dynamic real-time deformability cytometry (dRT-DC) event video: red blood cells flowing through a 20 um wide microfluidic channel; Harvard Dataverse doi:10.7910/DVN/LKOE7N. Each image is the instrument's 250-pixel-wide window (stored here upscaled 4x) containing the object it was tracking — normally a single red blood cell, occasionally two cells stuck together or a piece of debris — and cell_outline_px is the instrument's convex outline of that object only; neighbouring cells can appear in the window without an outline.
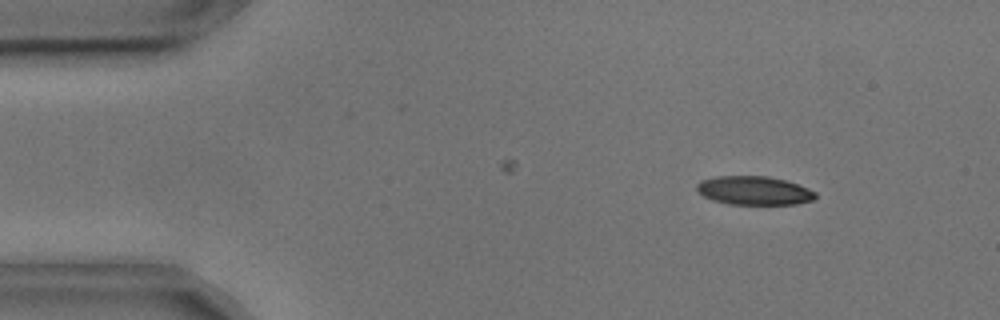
{"species": "common noctule bat (a hibernating species)", "species_latin": "Nyctalus noctula", "temperature_condition": "cold", "stored_images_in_passage": 42, "camera_frame_rate_fps": 3000, "um_per_image_px": 0.085, "animal": {"sex": "male", "body_mass_g": 17.9, "forearm_length_mm": 54.2}, "frame": {"image": 1, "passage_image": 4, "time_ms": 1.0, "image_size_px": [1000, 320], "cell_outline_px": [[816, 196], [812, 200], [796, 204], [728, 204], [712, 200], [704, 196], [696, 188], [696, 184], [700, 180], [716, 176], [768, 176], [784, 180], [808, 188], [816, 192]], "centroid_in_image_um": [64.07, 16.19], "position_along_channel_um": 20.9, "area_um2": 19.77}}
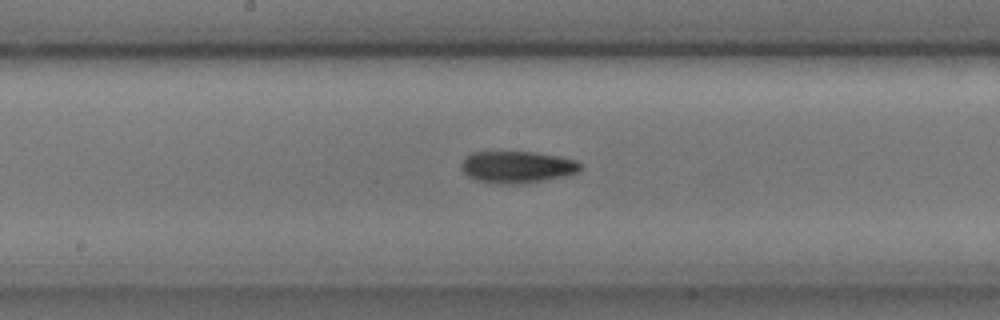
{"frame": {"image": 2, "passage_image": 25, "time_ms": 8.0, "image_size_px": [1000, 320], "cell_outline_px": [[584, 168], [576, 172], [564, 176], [540, 180], [512, 184], [500, 184], [476, 180], [468, 176], [460, 168], [460, 164], [464, 156], [472, 152], [536, 152], [560, 156], [576, 160]], "centroid_in_image_um": [43.92, 14.18], "position_along_channel_um": 204.3, "area_um2": 22.08}}
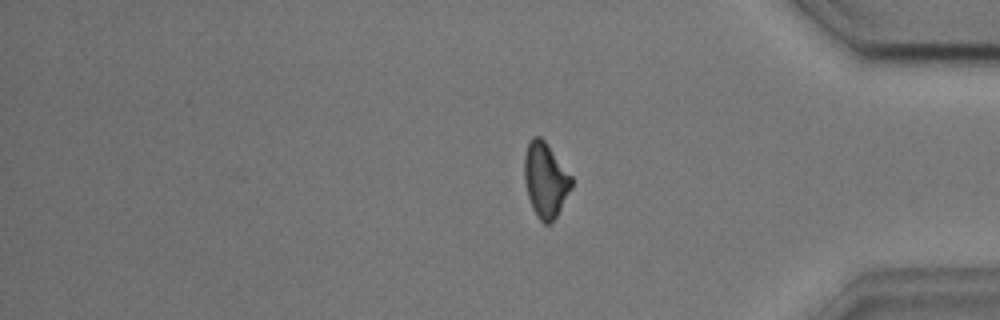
{"frame": {"image": 3, "passage_image": 42, "time_ms": 13.667, "image_size_px": [1000, 320], "cell_outline_px": [[572, 188], [556, 216], [548, 224], [544, 224], [536, 216], [532, 208], [528, 196], [524, 180], [524, 156], [528, 140], [532, 136], [540, 136], [544, 140], [572, 176]], "centroid_in_image_um": [46.35, 15.27], "position_along_channel_um": 388.9, "area_um2": 20.58}, "authors_computed_cell_mechanics": {"area_um2": 21.0103, "velocity_mm_per_s": 3.6476, "shape_relaxation_time_tau1_ms": 9.9313, "shape_relaxation_time_tau2_ms": 7.5002, "deformation_change_tau1": 0.1955, "deformation_change_tau2": 0.1584}}